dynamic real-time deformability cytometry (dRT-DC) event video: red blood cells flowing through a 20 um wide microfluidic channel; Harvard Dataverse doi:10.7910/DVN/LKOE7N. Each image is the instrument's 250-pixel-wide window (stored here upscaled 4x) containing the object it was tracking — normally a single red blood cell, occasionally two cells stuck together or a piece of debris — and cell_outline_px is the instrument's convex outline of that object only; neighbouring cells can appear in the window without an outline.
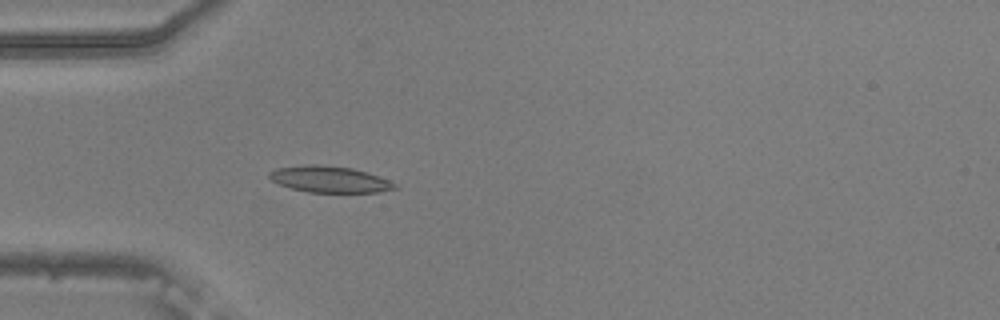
{"species": "common noctule bat (a hibernating species)", "species_latin": "Nyctalus noctula", "temperature_condition": "warm", "stored_images_in_passage": 39, "camera_frame_rate_fps": 3000, "um_per_image_px": 0.085, "animal": {"sex": "male", "body_mass_g": 20.5, "forearm_length_mm": 52.5}, "frame": {"image": 1, "passage_image": 1, "time_ms": 0.0, "image_size_px": [1000, 320], "cell_outline_px": [[400, 188], [380, 192], [308, 192], [292, 188], [280, 184], [272, 180], [268, 176], [268, 172], [276, 168], [308, 164], [316, 164], [352, 168], [388, 180], [396, 184]], "centroid_in_image_um": [28.0, 15.24], "position_along_channel_um": 57.0, "area_um2": 19.07}}
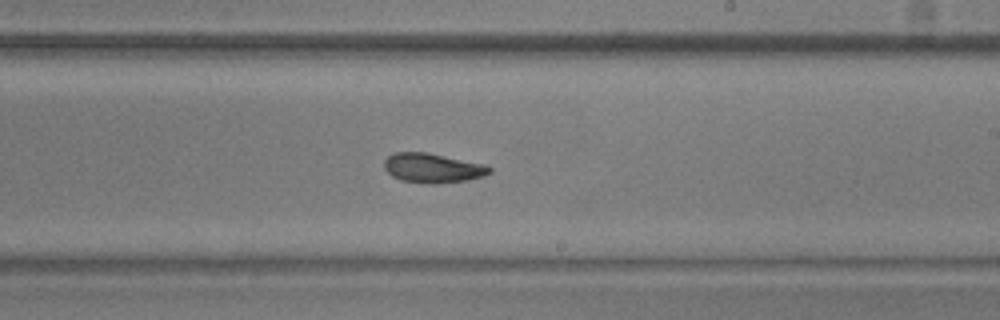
{"frame": {"image": 2, "passage_image": 17, "time_ms": 5.333, "image_size_px": [1000, 320], "cell_outline_px": [[492, 172], [484, 176], [468, 180], [436, 184], [428, 184], [400, 180], [392, 176], [384, 168], [384, 160], [388, 156], [396, 152], [428, 152], [484, 164], [492, 168]], "centroid_in_image_um": [36.78, 14.29], "position_along_channel_um": 252.2, "area_um2": 18.26}}
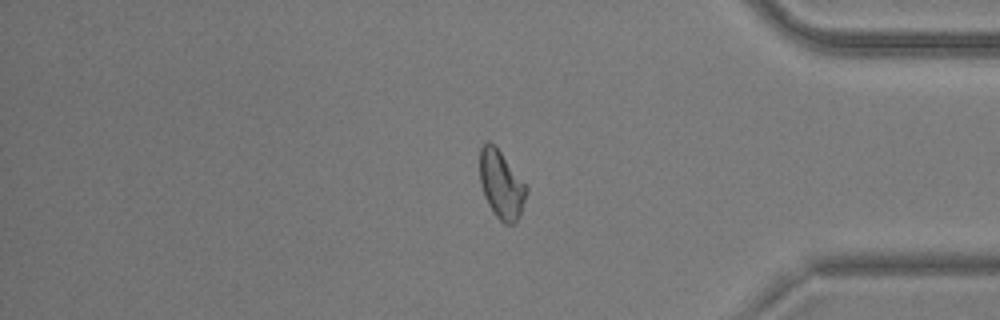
{"frame": {"image": 3, "passage_image": 30, "time_ms": 9.667, "image_size_px": [1000, 320], "cell_outline_px": [[528, 192], [520, 216], [512, 224], [504, 224], [496, 216], [488, 204], [484, 196], [480, 184], [480, 148], [488, 140], [496, 144], [528, 188]], "centroid_in_image_um": [42.61, 15.66], "position_along_channel_um": 392.6, "area_um2": 18.67}, "authors_computed_cell_mechanics": {"area_um2": 18.2648, "velocity_mm_per_s": 3.7493, "shape_relaxation_time_tau1_ms": 6.7554, "shape_relaxation_time_tau2_ms": 3.479, "deformation_change_tau1": 0.1822, "deformation_change_tau2": 0.1095}}